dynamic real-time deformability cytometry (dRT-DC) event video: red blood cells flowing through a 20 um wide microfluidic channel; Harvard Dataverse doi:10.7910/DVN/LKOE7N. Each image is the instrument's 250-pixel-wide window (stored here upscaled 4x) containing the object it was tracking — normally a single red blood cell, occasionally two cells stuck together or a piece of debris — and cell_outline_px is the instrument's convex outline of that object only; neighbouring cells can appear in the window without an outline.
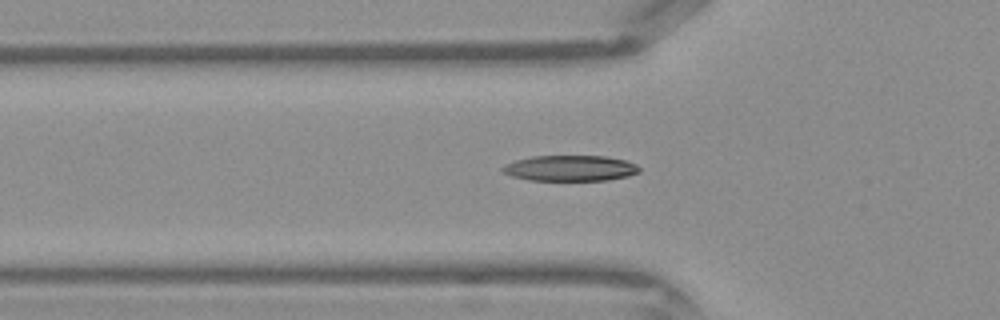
{"species": "Egyptian fruit bat (a non-hibernating species)", "species_latin": "Rousettus aegyptiacus", "temperature_condition": "warm", "stored_images_in_passage": 30, "camera_frame_rate_fps": 3000, "um_per_image_px": 0.085, "frame": {"image": 1, "passage_image": 5, "time_ms": 1.333, "image_size_px": [1000, 320], "cell_outline_px": [[640, 172], [628, 176], [608, 180], [528, 180], [512, 176], [500, 172], [500, 168], [504, 164], [516, 160], [532, 156], [604, 156], [624, 160], [636, 164], [640, 168]], "centroid_in_image_um": [48.43, 14.3], "position_along_channel_um": 77.4, "area_um2": 20.58}}
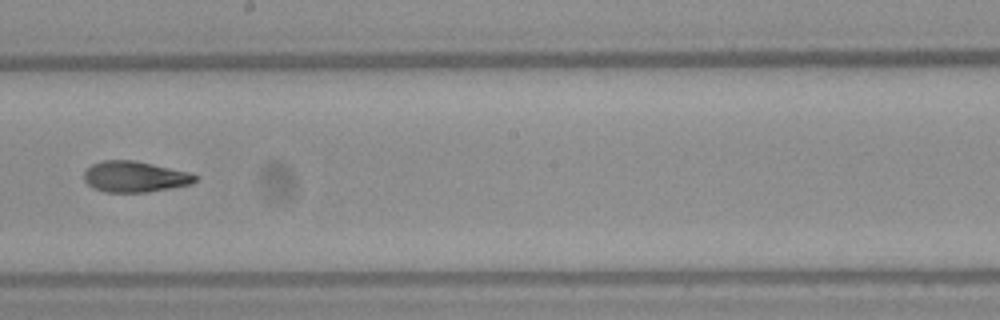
{"frame": {"image": 2, "passage_image": 15, "time_ms": 4.667, "image_size_px": [1000, 320], "cell_outline_px": [[200, 176], [192, 184], [172, 188], [144, 192], [104, 192], [92, 188], [84, 180], [84, 172], [92, 164], [104, 160], [136, 160], [192, 172]], "centroid_in_image_um": [11.51, 15.01], "position_along_channel_um": 236.7, "area_um2": 20.35}}
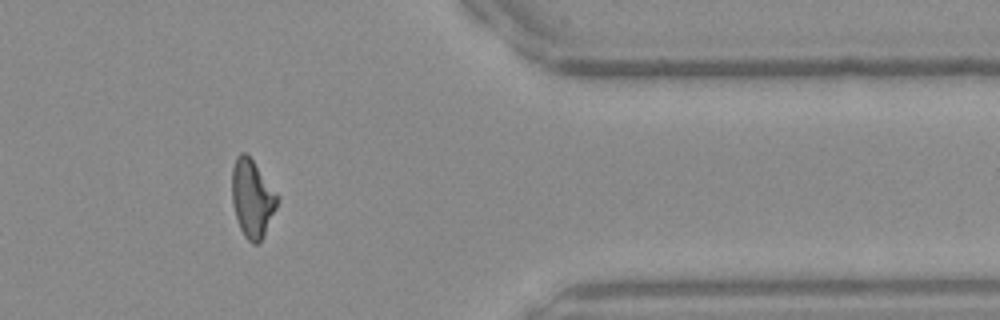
{"frame": {"image": 3, "passage_image": 26, "time_ms": 8.333, "image_size_px": [1000, 320], "cell_outline_px": [[280, 200], [264, 236], [256, 244], [252, 244], [244, 236], [240, 228], [232, 204], [232, 168], [236, 156], [240, 152], [244, 152], [252, 160], [280, 196]], "centroid_in_image_um": [21.45, 16.87], "position_along_channel_um": 389.9, "area_um2": 20.63}}